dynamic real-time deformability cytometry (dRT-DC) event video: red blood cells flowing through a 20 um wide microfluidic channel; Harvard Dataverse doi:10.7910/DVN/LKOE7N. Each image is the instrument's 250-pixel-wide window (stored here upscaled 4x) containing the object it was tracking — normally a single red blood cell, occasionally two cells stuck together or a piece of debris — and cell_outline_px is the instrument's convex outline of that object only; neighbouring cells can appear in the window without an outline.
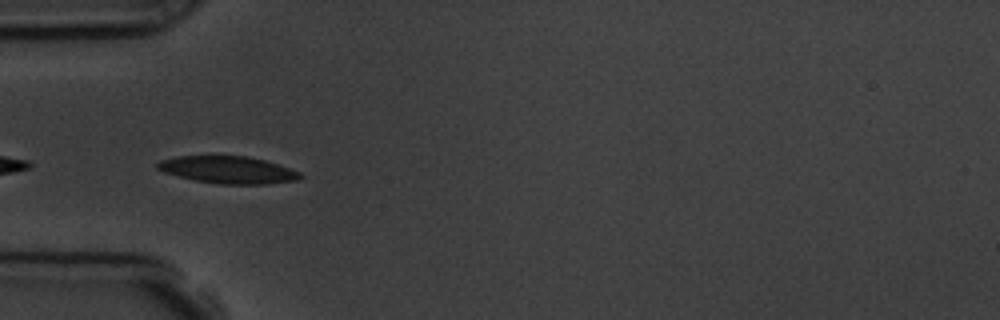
{"species": "common noctule bat (a hibernating species)", "species_latin": "Nyctalus noctula", "temperature_condition": "room temperature", "stored_images_in_passage": 6, "camera_frame_rate_fps": 3000, "um_per_image_px": 0.085, "animal": {"sex": "male", "body_mass_g": 19.5, "forearm_length_mm": 54.6}, "frame": {"image": 1, "passage_image": 4, "time_ms": 4.667, "image_size_px": [1000, 320], "cell_outline_px": [[304, 176], [296, 180], [268, 184], [220, 184], [196, 180], [164, 172], [156, 168], [156, 164], [160, 160], [176, 156], [244, 156], [264, 160], [300, 172]], "centroid_in_image_um": [19.37, 14.44], "position_along_channel_um": 65.6, "area_um2": 22.37}}